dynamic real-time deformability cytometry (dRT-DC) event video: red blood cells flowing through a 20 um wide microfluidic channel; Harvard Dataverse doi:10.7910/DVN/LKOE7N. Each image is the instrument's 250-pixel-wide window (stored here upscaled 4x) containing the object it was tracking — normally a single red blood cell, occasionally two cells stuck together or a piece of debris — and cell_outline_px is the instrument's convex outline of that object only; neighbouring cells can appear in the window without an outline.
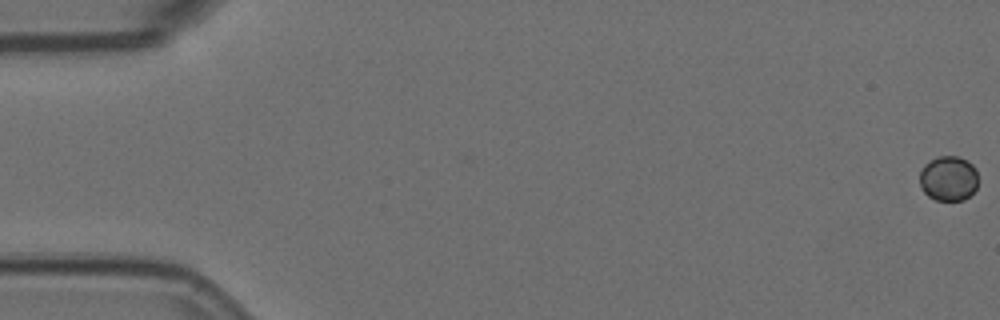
{"species": "Egyptian fruit bat (a non-hibernating species)", "species_latin": "Rousettus aegyptiacus", "temperature_condition": "room temperature", "stored_images_in_passage": 58, "camera_frame_rate_fps": 3000, "um_per_image_px": 0.085, "animal": {"sex": "female"}, "frame": {"image": 1, "passage_image": 1, "time_ms": 0.0, "image_size_px": [1000, 320], "cell_outline_px": [[976, 188], [964, 200], [936, 200], [928, 196], [920, 188], [920, 172], [924, 164], [928, 160], [940, 156], [956, 156], [968, 160], [976, 168]], "centroid_in_image_um": [80.59, 15.15], "position_along_channel_um": 4.4, "area_um2": 15.37}}
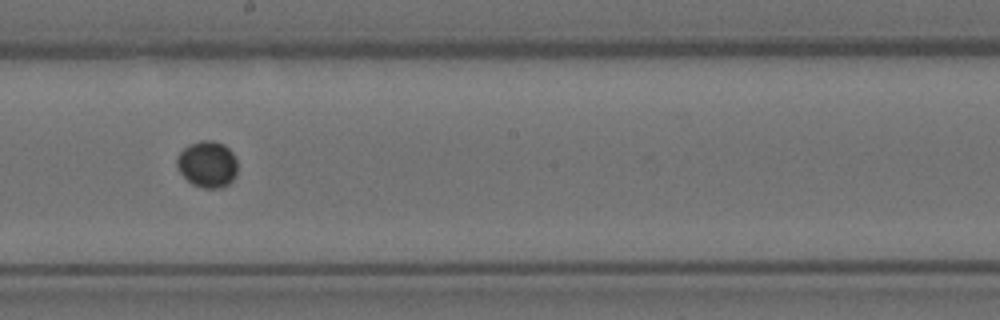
{"frame": {"image": 2, "passage_image": 33, "time_ms": 10.667, "image_size_px": [1000, 320], "cell_outline_px": [[236, 172], [232, 180], [228, 184], [220, 188], [204, 188], [192, 184], [176, 168], [176, 156], [188, 144], [200, 140], [212, 140], [224, 144], [232, 152], [236, 160]], "centroid_in_image_um": [17.6, 13.94], "position_along_channel_um": 230.6, "area_um2": 16.47}}
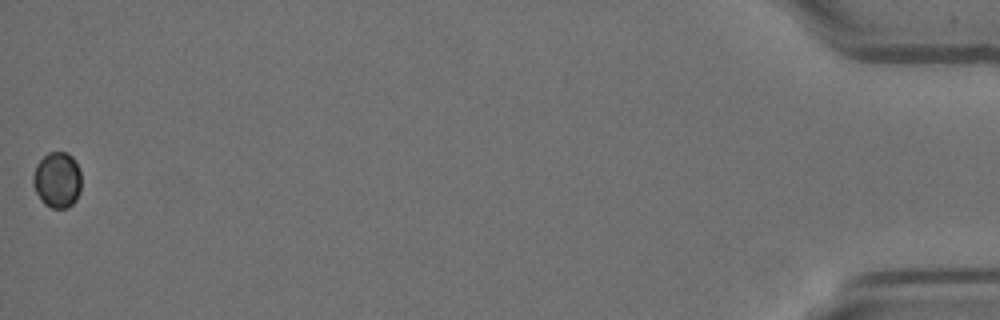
{"frame": {"image": 3, "passage_image": 58, "time_ms": 19.0, "image_size_px": [1000, 320], "cell_outline_px": [[80, 192], [76, 200], [68, 208], [52, 208], [44, 204], [40, 200], [36, 192], [32, 180], [32, 176], [36, 164], [48, 152], [68, 152], [72, 156], [80, 172]], "centroid_in_image_um": [4.85, 15.3], "position_along_channel_um": 430.3, "area_um2": 15.78}}